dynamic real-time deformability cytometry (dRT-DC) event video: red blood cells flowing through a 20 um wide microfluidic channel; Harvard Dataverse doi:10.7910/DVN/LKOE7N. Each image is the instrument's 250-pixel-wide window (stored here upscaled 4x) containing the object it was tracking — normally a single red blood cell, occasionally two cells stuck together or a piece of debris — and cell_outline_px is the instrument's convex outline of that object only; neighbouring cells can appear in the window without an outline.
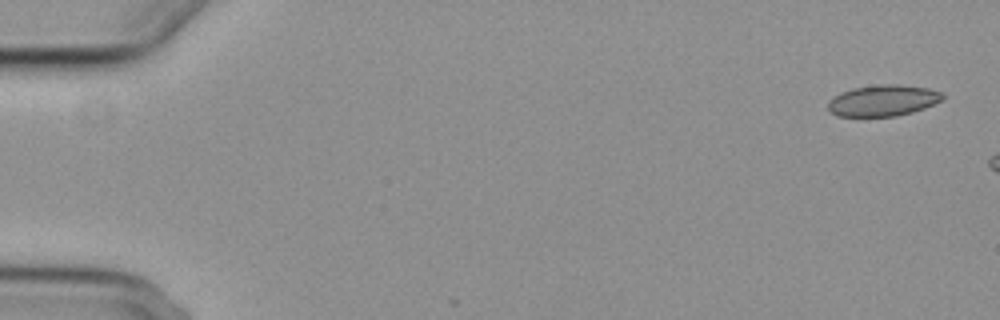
{"species": "common noctule bat (a hibernating species)", "species_latin": "Nyctalus noctula", "temperature_condition": "cold", "stored_images_in_passage": 2, "camera_frame_rate_fps": 3000, "um_per_image_px": 0.085, "animal": {"sex": "female", "body_mass_g": 29.2, "forearm_length_mm": 56.3}, "frame": {"image": 1, "passage_image": 1, "time_ms": 0.0, "image_size_px": [1000, 320], "cell_outline_px": [[944, 96], [940, 100], [924, 108], [912, 112], [896, 116], [836, 116], [828, 108], [828, 100], [832, 96], [840, 92], [852, 88], [880, 84], [896, 84], [928, 88], [940, 92]], "centroid_in_image_um": [75.0, 8.54], "position_along_channel_um": 10.0, "area_um2": 20.75}}